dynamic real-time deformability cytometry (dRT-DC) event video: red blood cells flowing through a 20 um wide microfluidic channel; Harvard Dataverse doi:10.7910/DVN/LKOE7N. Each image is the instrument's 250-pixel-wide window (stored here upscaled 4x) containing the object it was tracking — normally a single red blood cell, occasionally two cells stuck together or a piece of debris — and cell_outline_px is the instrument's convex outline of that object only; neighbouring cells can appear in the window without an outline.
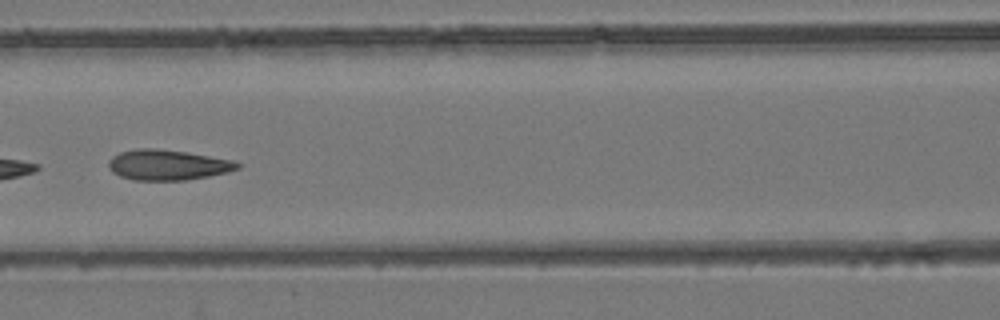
{"species": "common noctule bat (a hibernating species)", "species_latin": "Nyctalus noctula", "temperature_condition": "room temperature", "stored_images_in_passage": 5, "camera_frame_rate_fps": 3000, "um_per_image_px": 0.085, "animal": {"sex": "female", "body_mass_g": 24.6, "forearm_length_mm": 56.2}, "frame": {"image": 1, "passage_image": 5, "time_ms": 6.0, "image_size_px": [1000, 320], "cell_outline_px": [[244, 164], [240, 168], [228, 172], [208, 176], [184, 180], [132, 180], [120, 176], [112, 172], [108, 168], [108, 160], [112, 156], [120, 152], [136, 148], [156, 148], [188, 152], [236, 160]], "centroid_in_image_um": [14.28, 14.01], "position_along_channel_um": 152.3, "area_um2": 23.24}}